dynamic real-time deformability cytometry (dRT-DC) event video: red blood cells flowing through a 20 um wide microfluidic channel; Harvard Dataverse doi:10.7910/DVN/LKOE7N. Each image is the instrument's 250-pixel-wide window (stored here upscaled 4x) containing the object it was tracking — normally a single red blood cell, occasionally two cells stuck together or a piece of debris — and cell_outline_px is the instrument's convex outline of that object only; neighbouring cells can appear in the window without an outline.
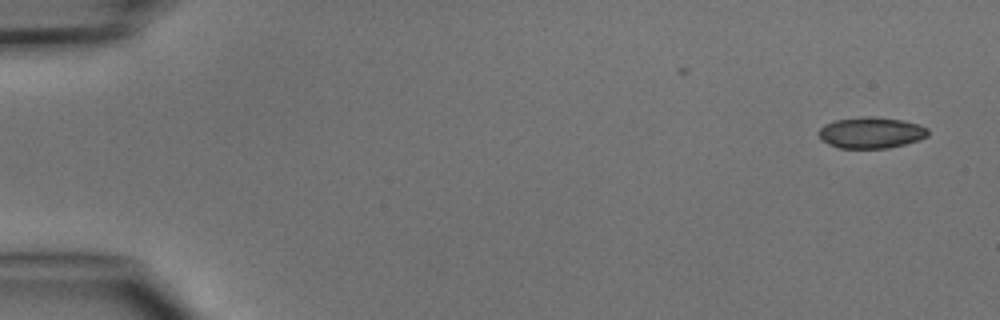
{"species": "common noctule bat (a hibernating species)", "species_latin": "Nyctalus noctula", "temperature_condition": "cold", "stored_images_in_passage": 2, "camera_frame_rate_fps": 3000, "um_per_image_px": 0.085, "animal": {"sex": "male", "body_mass_g": 15.6}, "frame": {"image": 1, "passage_image": 2, "time_ms": 1.0, "image_size_px": [1000, 320], "cell_outline_px": [[928, 136], [920, 140], [888, 148], [840, 148], [828, 144], [820, 136], [820, 128], [824, 124], [836, 120], [868, 116], [872, 116], [904, 120], [920, 124], [928, 128]], "centroid_in_image_um": [74.1, 11.27], "position_along_channel_um": 10.9, "area_um2": 19.83}}